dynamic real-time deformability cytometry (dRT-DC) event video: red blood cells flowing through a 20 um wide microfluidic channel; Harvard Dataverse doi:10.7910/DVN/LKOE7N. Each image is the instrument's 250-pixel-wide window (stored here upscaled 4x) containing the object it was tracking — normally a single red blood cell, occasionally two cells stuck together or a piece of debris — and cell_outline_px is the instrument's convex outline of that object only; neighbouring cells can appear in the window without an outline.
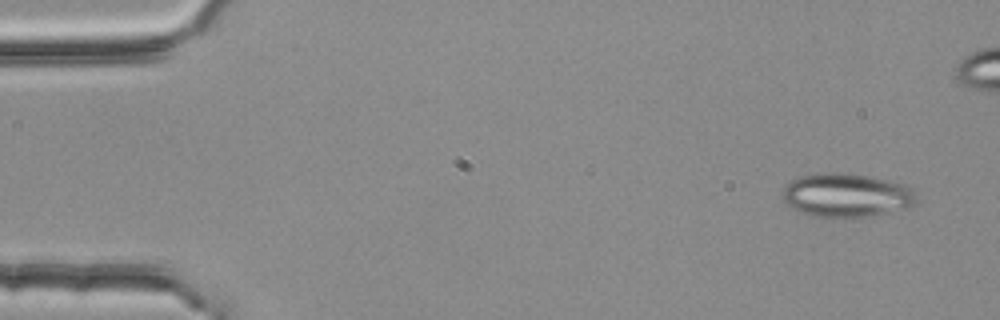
{"species": "common noctule bat (a hibernating species)", "species_latin": "Nyctalus noctula", "temperature_condition": "room temperature", "stored_images_in_passage": 5, "camera_frame_rate_fps": 3000, "um_per_image_px": 0.085, "animal": {"sex": "female", "body_mass_g": 25.1}, "frame": {"image": 1, "passage_image": 1, "time_ms": 0.0, "image_size_px": [1000, 320], "cell_outline_px": [[916, 200], [912, 204], [904, 208], [864, 216], [812, 216], [800, 212], [784, 204], [784, 188], [792, 180], [800, 176], [820, 172], [840, 172], [872, 176], [904, 184], [916, 196]], "centroid_in_image_um": [71.88, 16.56], "position_along_channel_um": 13.1, "area_um2": 33.52}}